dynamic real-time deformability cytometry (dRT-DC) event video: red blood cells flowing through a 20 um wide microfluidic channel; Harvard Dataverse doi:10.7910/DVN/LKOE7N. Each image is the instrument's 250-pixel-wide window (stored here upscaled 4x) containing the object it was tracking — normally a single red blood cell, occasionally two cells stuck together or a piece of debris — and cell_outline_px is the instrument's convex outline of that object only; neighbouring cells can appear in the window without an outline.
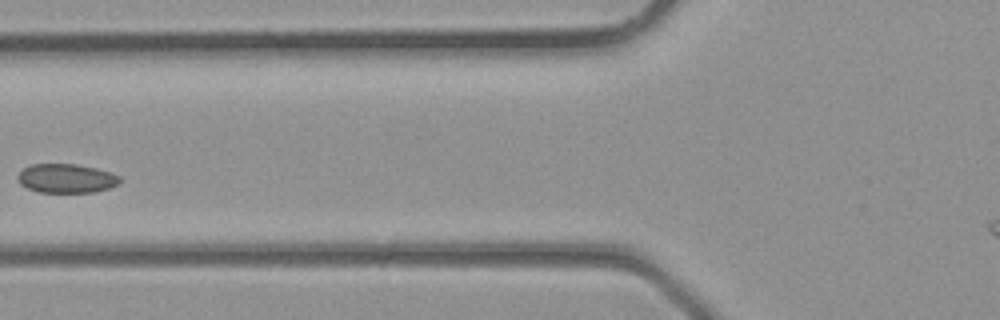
{"species": "common noctule bat (a hibernating species)", "species_latin": "Nyctalus noctula", "temperature_condition": "room temperature", "stored_images_in_passage": 2, "camera_frame_rate_fps": 3000, "um_per_image_px": 0.085, "animal": {"sex": "male", "body_mass_g": 23.1, "forearm_length_mm": 52.7}, "frame": {"image": 1, "passage_image": 2, "time_ms": 0.333, "image_size_px": [1000, 320], "cell_outline_px": [[120, 184], [108, 188], [92, 192], [40, 192], [28, 188], [20, 184], [16, 176], [28, 164], [76, 164], [96, 168], [112, 172], [120, 176]], "centroid_in_image_um": [5.64, 15.15], "position_along_channel_um": 120.2, "area_um2": 17.34}}